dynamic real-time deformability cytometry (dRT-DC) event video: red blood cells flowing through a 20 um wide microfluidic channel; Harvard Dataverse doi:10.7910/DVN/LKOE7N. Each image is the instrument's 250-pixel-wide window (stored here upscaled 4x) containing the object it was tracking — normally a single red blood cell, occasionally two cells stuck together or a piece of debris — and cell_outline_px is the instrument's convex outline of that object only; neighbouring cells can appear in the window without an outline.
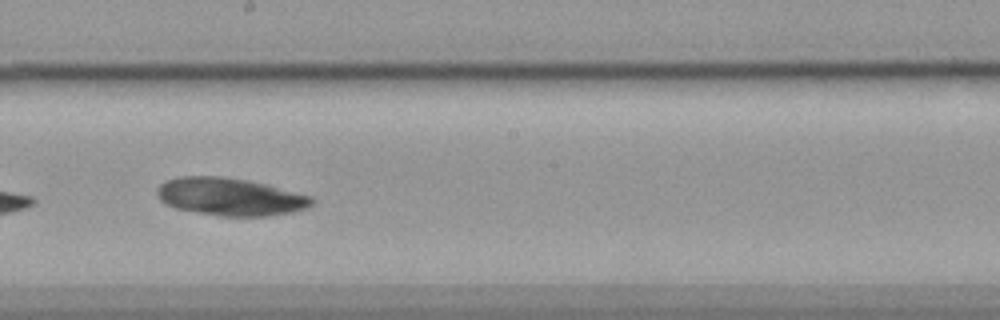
{"species": "common noctule bat (a hibernating species)", "species_latin": "Nyctalus noctula", "temperature_condition": "cold", "stored_images_in_passage": 41, "camera_frame_rate_fps": 3000, "um_per_image_px": 0.085, "animal": {"sex": "female", "body_mass_g": 19.9}, "frame": {"image": 1, "passage_image": 31, "time_ms": 10.0, "image_size_px": [1000, 320], "cell_outline_px": [[316, 200], [308, 208], [292, 212], [264, 216], [220, 216], [176, 208], [160, 200], [156, 196], [156, 188], [164, 180], [180, 176], [220, 176], [248, 180], [268, 184], [312, 196]], "centroid_in_image_um": [19.57, 16.71], "position_along_channel_um": 228.6, "area_um2": 34.22}}
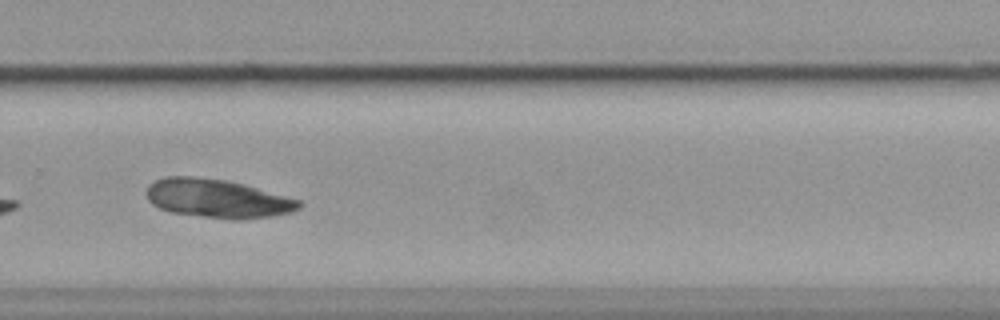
{"frame": {"image": 2, "passage_image": 38, "time_ms": 12.333, "image_size_px": [1000, 320], "cell_outline_px": [[304, 204], [300, 208], [292, 212], [272, 216], [236, 220], [232, 220], [172, 212], [160, 208], [152, 204], [148, 200], [148, 184], [164, 176], [192, 176], [228, 180], [244, 184], [300, 200]], "centroid_in_image_um": [18.51, 16.87], "position_along_channel_um": 311.3, "area_um2": 34.39}}